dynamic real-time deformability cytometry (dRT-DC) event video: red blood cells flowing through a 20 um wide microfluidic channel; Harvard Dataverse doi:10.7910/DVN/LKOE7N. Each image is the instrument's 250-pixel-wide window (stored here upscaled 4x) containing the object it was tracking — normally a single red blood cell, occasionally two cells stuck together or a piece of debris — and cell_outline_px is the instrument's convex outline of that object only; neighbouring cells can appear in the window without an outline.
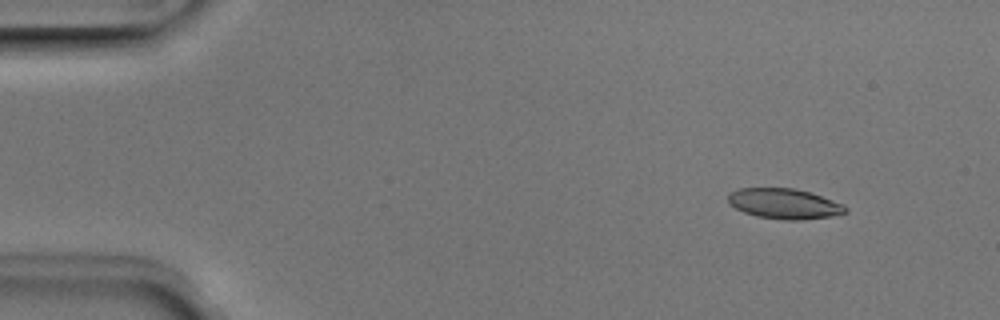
{"species": "Egyptian fruit bat (a non-hibernating species)", "species_latin": "Rousettus aegyptiacus", "temperature_condition": "room temperature", "stored_images_in_passage": 5, "camera_frame_rate_fps": 3000, "um_per_image_px": 0.085, "animal": {"sex": "male"}, "frame": {"image": 1, "passage_image": 2, "time_ms": 0.333, "image_size_px": [1000, 320], "cell_outline_px": [[848, 212], [832, 216], [800, 220], [784, 220], [756, 216], [744, 212], [728, 204], [728, 196], [732, 192], [740, 188], [796, 188], [812, 192], [844, 204], [848, 208]], "centroid_in_image_um": [66.71, 17.31], "position_along_channel_um": 18.3, "area_um2": 20.92}}
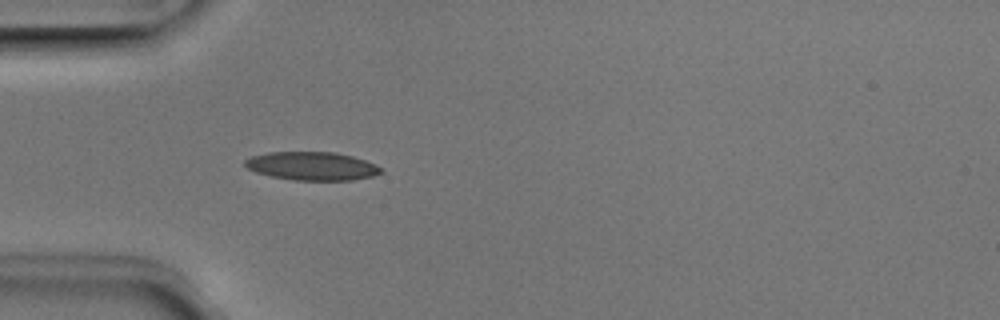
{"frame": {"image": 2, "passage_image": 5, "time_ms": 1.333, "image_size_px": [1000, 320], "cell_outline_px": [[384, 172], [372, 176], [352, 180], [292, 180], [272, 176], [256, 172], [248, 168], [244, 164], [244, 160], [252, 156], [268, 152], [332, 152], [352, 156], [376, 164], [384, 168]], "centroid_in_image_um": [26.55, 14.11], "position_along_channel_um": 58.5, "area_um2": 22.48}}